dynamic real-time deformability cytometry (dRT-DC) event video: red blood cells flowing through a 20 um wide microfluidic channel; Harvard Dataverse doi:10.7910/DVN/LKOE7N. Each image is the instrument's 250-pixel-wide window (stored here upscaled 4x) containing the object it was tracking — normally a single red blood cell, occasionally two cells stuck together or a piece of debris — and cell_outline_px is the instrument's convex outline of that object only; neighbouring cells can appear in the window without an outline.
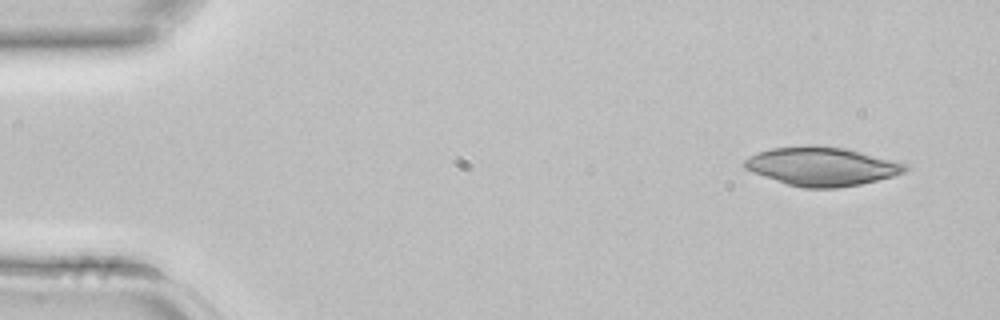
{"species": "common noctule bat (a hibernating species)", "species_latin": "Nyctalus noctula", "temperature_condition": "room temperature", "stored_images_in_passage": 2, "camera_frame_rate_fps": 3000, "um_per_image_px": 0.085, "animal": {"sex": "female", "body_mass_g": 22.7, "forearm_length_mm": 54.2}, "frame": {"image": 1, "passage_image": 1, "time_ms": 0.0, "image_size_px": [1000, 320], "cell_outline_px": [[908, 168], [904, 172], [892, 176], [860, 184], [836, 188], [804, 188], [788, 184], [752, 172], [744, 168], [744, 160], [748, 156], [772, 148], [808, 144], [816, 144], [848, 148], [904, 164]], "centroid_in_image_um": [69.8, 14.12], "position_along_channel_um": 15.2, "area_um2": 36.07}}